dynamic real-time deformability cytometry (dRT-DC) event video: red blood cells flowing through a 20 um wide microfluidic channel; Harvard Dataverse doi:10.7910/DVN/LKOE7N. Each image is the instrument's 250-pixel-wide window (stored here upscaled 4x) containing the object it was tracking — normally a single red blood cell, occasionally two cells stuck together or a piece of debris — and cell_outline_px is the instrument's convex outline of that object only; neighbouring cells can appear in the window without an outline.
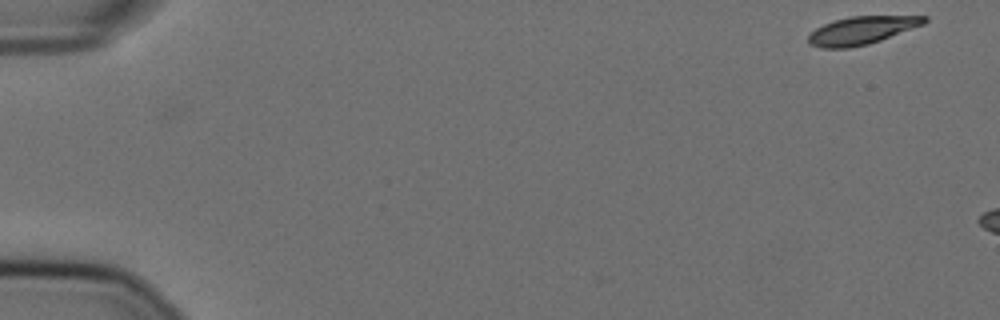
{"species": "Egyptian fruit bat (a non-hibernating species)", "species_latin": "Rousettus aegyptiacus", "temperature_condition": "cold", "stored_images_in_passage": 6, "camera_frame_rate_fps": 3000, "um_per_image_px": 0.085, "animal": {"sex": "female"}, "frame": {"image": 1, "passage_image": 1, "time_ms": 0.0, "image_size_px": [1000, 320], "cell_outline_px": [[928, 20], [924, 24], [880, 40], [868, 44], [848, 48], [820, 48], [808, 44], [808, 36], [816, 28], [824, 24], [848, 16], [928, 16]], "centroid_in_image_um": [73.23, 2.58], "position_along_channel_um": 11.8, "area_um2": 18.73}}